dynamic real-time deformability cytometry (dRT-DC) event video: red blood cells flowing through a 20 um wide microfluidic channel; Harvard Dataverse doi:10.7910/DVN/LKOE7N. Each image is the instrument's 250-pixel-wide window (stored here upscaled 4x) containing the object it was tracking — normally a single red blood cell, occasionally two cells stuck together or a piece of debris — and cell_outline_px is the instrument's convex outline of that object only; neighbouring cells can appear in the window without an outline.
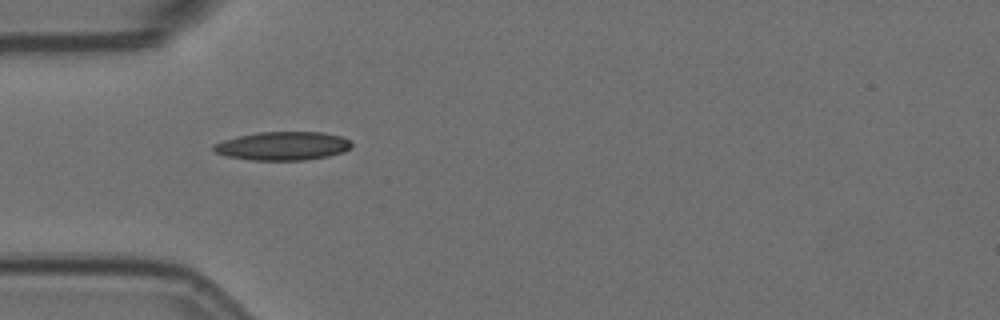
{"species": "Egyptian fruit bat (a non-hibernating species)", "species_latin": "Rousettus aegyptiacus", "temperature_condition": "room temperature", "stored_images_in_passage": 36, "camera_frame_rate_fps": 3000, "um_per_image_px": 0.085, "animal": {"sex": "female"}, "frame": {"image": 1, "passage_image": 1, "time_ms": 0.0, "image_size_px": [1000, 320], "cell_outline_px": [[352, 144], [344, 152], [328, 156], [304, 160], [252, 160], [228, 156], [216, 152], [212, 148], [212, 144], [236, 136], [256, 132], [324, 132], [340, 136], [352, 140]], "centroid_in_image_um": [24.04, 12.39], "position_along_channel_um": 61.0, "area_um2": 23.0}}
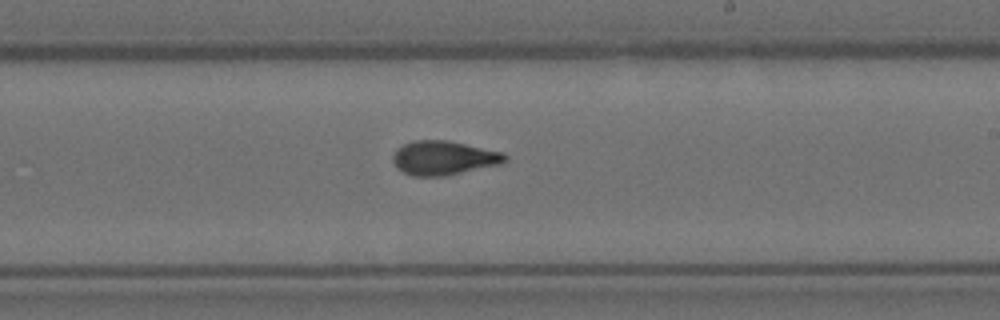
{"frame": {"image": 2, "passage_image": 17, "time_ms": 5.333, "image_size_px": [1000, 320], "cell_outline_px": [[508, 160], [500, 164], [444, 176], [412, 176], [396, 168], [392, 160], [392, 156], [396, 148], [412, 140], [448, 140], [504, 152], [508, 156]], "centroid_in_image_um": [37.7, 13.41], "position_along_channel_um": 251.3, "area_um2": 22.48}}
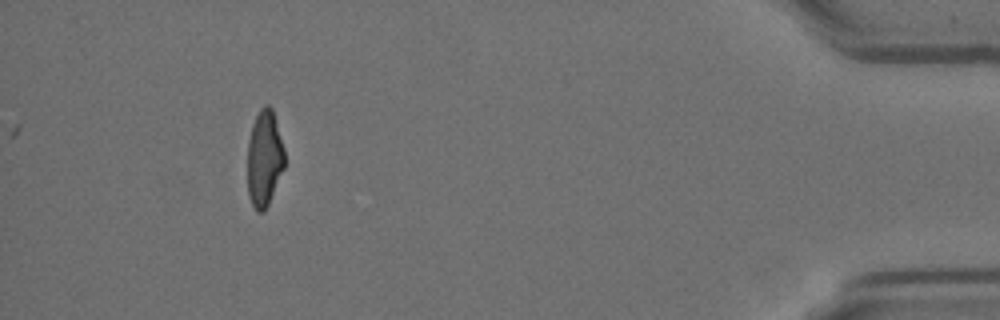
{"frame": {"image": 3, "passage_image": 36, "time_ms": 11.667, "image_size_px": [1000, 320], "cell_outline_px": [[284, 168], [268, 204], [264, 212], [256, 212], [248, 196], [248, 140], [252, 124], [260, 108], [264, 104], [268, 104], [272, 108], [284, 148]], "centroid_in_image_um": [22.46, 13.46], "position_along_channel_um": 412.7, "area_um2": 20.81}, "authors_computed_cell_mechanics": {"area_um2": 21.9062, "velocity_mm_per_s": 3.5803, "shape_relaxation_time_tau1_ms": null, "shape_relaxation_time_tau2_ms": 1.9546, "deformation_change_tau1": null, "deformation_change_tau2": 0.0779}}